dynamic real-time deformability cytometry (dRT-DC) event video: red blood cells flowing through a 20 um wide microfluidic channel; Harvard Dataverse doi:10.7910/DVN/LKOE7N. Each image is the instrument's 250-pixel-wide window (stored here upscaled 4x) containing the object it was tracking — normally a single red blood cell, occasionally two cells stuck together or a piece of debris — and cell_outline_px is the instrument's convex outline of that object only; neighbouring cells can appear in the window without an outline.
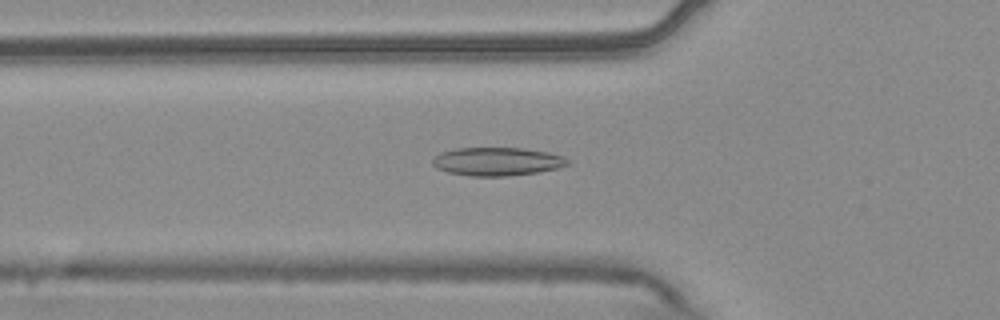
{"species": "common noctule bat (a hibernating species)", "species_latin": "Nyctalus noctula", "temperature_condition": "warm", "stored_images_in_passage": 45, "camera_frame_rate_fps": 3000, "um_per_image_px": 0.085, "animal": {"sex": "male", "body_mass_g": 20.4}, "frame": {"image": 1, "passage_image": 10, "time_ms": 3.0, "image_size_px": [1000, 320], "cell_outline_px": [[572, 164], [560, 168], [540, 172], [508, 176], [472, 176], [448, 172], [436, 168], [432, 164], [432, 160], [440, 152], [456, 148], [524, 148], [548, 152], [564, 156]], "centroid_in_image_um": [42.3, 13.73], "position_along_channel_um": 83.5, "area_um2": 22.54}}
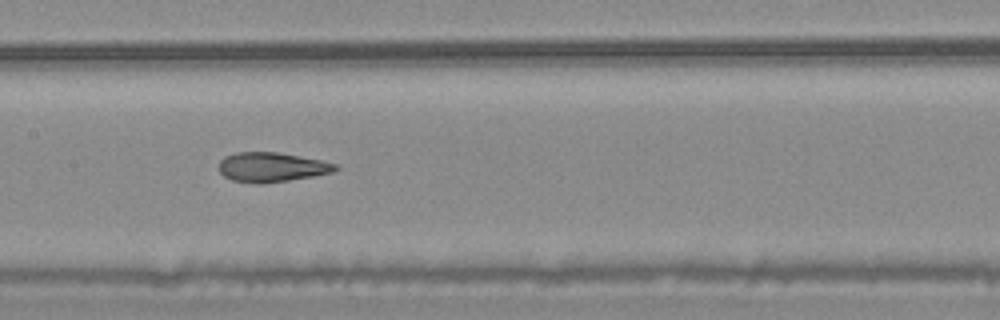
{"frame": {"image": 2, "passage_image": 18, "time_ms": 5.667, "image_size_px": [1000, 320], "cell_outline_px": [[340, 168], [332, 172], [312, 176], [264, 184], [256, 184], [232, 180], [224, 176], [220, 172], [220, 160], [224, 156], [236, 152], [276, 152], [320, 160], [336, 164]], "centroid_in_image_um": [23.06, 14.21], "position_along_channel_um": 184.3, "area_um2": 19.94}}
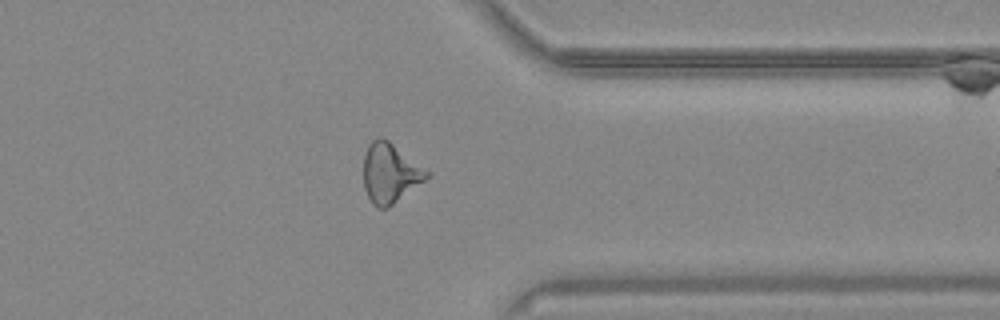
{"frame": {"image": 3, "passage_image": 34, "time_ms": 11.0, "image_size_px": [1000, 320], "cell_outline_px": [[432, 172], [424, 180], [388, 208], [380, 208], [372, 204], [364, 188], [364, 156], [368, 144], [376, 136], [380, 136], [388, 140]], "centroid_in_image_um": [33.15, 14.69], "position_along_channel_um": 378.2, "area_um2": 21.96}, "authors_computed_cell_mechanics": {"area_um2": 21.1548, "velocity_mm_per_s": 3.7402, "shape_relaxation_time_tau1_ms": 9.455, "shape_relaxation_time_tau2_ms": 1.8904, "deformation_change_tau1": 0.2035, "deformation_change_tau2": 0.0979}}